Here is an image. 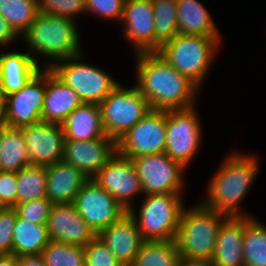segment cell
Here are the masks:
<instances>
[{
	"instance_id": "3",
	"label": "cell",
	"mask_w": 266,
	"mask_h": 266,
	"mask_svg": "<svg viewBox=\"0 0 266 266\" xmlns=\"http://www.w3.org/2000/svg\"><path fill=\"white\" fill-rule=\"evenodd\" d=\"M76 22L67 17L39 12L20 38L25 41L29 48L28 52L38 65H40L39 55L50 58L47 60L51 62L46 61L47 64H42V68H50L59 61L82 53L83 48L79 43L81 39ZM37 53L38 56H36Z\"/></svg>"
},
{
	"instance_id": "13",
	"label": "cell",
	"mask_w": 266,
	"mask_h": 266,
	"mask_svg": "<svg viewBox=\"0 0 266 266\" xmlns=\"http://www.w3.org/2000/svg\"><path fill=\"white\" fill-rule=\"evenodd\" d=\"M129 211L134 196L143 194L139 176L131 159L116 153L92 178Z\"/></svg>"
},
{
	"instance_id": "28",
	"label": "cell",
	"mask_w": 266,
	"mask_h": 266,
	"mask_svg": "<svg viewBox=\"0 0 266 266\" xmlns=\"http://www.w3.org/2000/svg\"><path fill=\"white\" fill-rule=\"evenodd\" d=\"M242 249L244 266H266V227L251 214L245 216Z\"/></svg>"
},
{
	"instance_id": "20",
	"label": "cell",
	"mask_w": 266,
	"mask_h": 266,
	"mask_svg": "<svg viewBox=\"0 0 266 266\" xmlns=\"http://www.w3.org/2000/svg\"><path fill=\"white\" fill-rule=\"evenodd\" d=\"M244 227L245 216H230L223 221L211 259L213 266H244Z\"/></svg>"
},
{
	"instance_id": "33",
	"label": "cell",
	"mask_w": 266,
	"mask_h": 266,
	"mask_svg": "<svg viewBox=\"0 0 266 266\" xmlns=\"http://www.w3.org/2000/svg\"><path fill=\"white\" fill-rule=\"evenodd\" d=\"M46 266H85L84 247L51 241L41 253Z\"/></svg>"
},
{
	"instance_id": "9",
	"label": "cell",
	"mask_w": 266,
	"mask_h": 266,
	"mask_svg": "<svg viewBox=\"0 0 266 266\" xmlns=\"http://www.w3.org/2000/svg\"><path fill=\"white\" fill-rule=\"evenodd\" d=\"M195 107L167 110L165 151L185 168L190 166L202 144V127Z\"/></svg>"
},
{
	"instance_id": "35",
	"label": "cell",
	"mask_w": 266,
	"mask_h": 266,
	"mask_svg": "<svg viewBox=\"0 0 266 266\" xmlns=\"http://www.w3.org/2000/svg\"><path fill=\"white\" fill-rule=\"evenodd\" d=\"M53 203L47 198H40L18 204L14 207L19 218L35 224H47Z\"/></svg>"
},
{
	"instance_id": "45",
	"label": "cell",
	"mask_w": 266,
	"mask_h": 266,
	"mask_svg": "<svg viewBox=\"0 0 266 266\" xmlns=\"http://www.w3.org/2000/svg\"><path fill=\"white\" fill-rule=\"evenodd\" d=\"M6 207L4 206V204L0 201V213L5 210Z\"/></svg>"
},
{
	"instance_id": "14",
	"label": "cell",
	"mask_w": 266,
	"mask_h": 266,
	"mask_svg": "<svg viewBox=\"0 0 266 266\" xmlns=\"http://www.w3.org/2000/svg\"><path fill=\"white\" fill-rule=\"evenodd\" d=\"M46 91V68H42L23 88L6 96L8 127L22 128L41 121Z\"/></svg>"
},
{
	"instance_id": "37",
	"label": "cell",
	"mask_w": 266,
	"mask_h": 266,
	"mask_svg": "<svg viewBox=\"0 0 266 266\" xmlns=\"http://www.w3.org/2000/svg\"><path fill=\"white\" fill-rule=\"evenodd\" d=\"M126 0H85L86 13L120 22Z\"/></svg>"
},
{
	"instance_id": "23",
	"label": "cell",
	"mask_w": 266,
	"mask_h": 266,
	"mask_svg": "<svg viewBox=\"0 0 266 266\" xmlns=\"http://www.w3.org/2000/svg\"><path fill=\"white\" fill-rule=\"evenodd\" d=\"M47 198L53 204H70L89 179L79 169L61 160L46 166Z\"/></svg>"
},
{
	"instance_id": "8",
	"label": "cell",
	"mask_w": 266,
	"mask_h": 266,
	"mask_svg": "<svg viewBox=\"0 0 266 266\" xmlns=\"http://www.w3.org/2000/svg\"><path fill=\"white\" fill-rule=\"evenodd\" d=\"M99 105L105 134L115 141L151 110L136 85L129 88L121 83Z\"/></svg>"
},
{
	"instance_id": "44",
	"label": "cell",
	"mask_w": 266,
	"mask_h": 266,
	"mask_svg": "<svg viewBox=\"0 0 266 266\" xmlns=\"http://www.w3.org/2000/svg\"><path fill=\"white\" fill-rule=\"evenodd\" d=\"M0 266H17V256L10 255H0Z\"/></svg>"
},
{
	"instance_id": "15",
	"label": "cell",
	"mask_w": 266,
	"mask_h": 266,
	"mask_svg": "<svg viewBox=\"0 0 266 266\" xmlns=\"http://www.w3.org/2000/svg\"><path fill=\"white\" fill-rule=\"evenodd\" d=\"M123 38L133 52H156L155 16L151 0H126L121 21Z\"/></svg>"
},
{
	"instance_id": "43",
	"label": "cell",
	"mask_w": 266,
	"mask_h": 266,
	"mask_svg": "<svg viewBox=\"0 0 266 266\" xmlns=\"http://www.w3.org/2000/svg\"><path fill=\"white\" fill-rule=\"evenodd\" d=\"M8 127L6 117V97L0 93V130Z\"/></svg>"
},
{
	"instance_id": "38",
	"label": "cell",
	"mask_w": 266,
	"mask_h": 266,
	"mask_svg": "<svg viewBox=\"0 0 266 266\" xmlns=\"http://www.w3.org/2000/svg\"><path fill=\"white\" fill-rule=\"evenodd\" d=\"M17 216L14 208H6L0 213V255L12 254L13 229Z\"/></svg>"
},
{
	"instance_id": "17",
	"label": "cell",
	"mask_w": 266,
	"mask_h": 266,
	"mask_svg": "<svg viewBox=\"0 0 266 266\" xmlns=\"http://www.w3.org/2000/svg\"><path fill=\"white\" fill-rule=\"evenodd\" d=\"M116 153V141L107 135L88 141L65 140L62 160L91 179Z\"/></svg>"
},
{
	"instance_id": "10",
	"label": "cell",
	"mask_w": 266,
	"mask_h": 266,
	"mask_svg": "<svg viewBox=\"0 0 266 266\" xmlns=\"http://www.w3.org/2000/svg\"><path fill=\"white\" fill-rule=\"evenodd\" d=\"M131 160L139 176L144 196L183 193L184 170L187 168L166 153L143 155Z\"/></svg>"
},
{
	"instance_id": "7",
	"label": "cell",
	"mask_w": 266,
	"mask_h": 266,
	"mask_svg": "<svg viewBox=\"0 0 266 266\" xmlns=\"http://www.w3.org/2000/svg\"><path fill=\"white\" fill-rule=\"evenodd\" d=\"M82 56L81 53L59 61L49 69L72 88L83 103L100 104L119 82L103 68L81 62Z\"/></svg>"
},
{
	"instance_id": "5",
	"label": "cell",
	"mask_w": 266,
	"mask_h": 266,
	"mask_svg": "<svg viewBox=\"0 0 266 266\" xmlns=\"http://www.w3.org/2000/svg\"><path fill=\"white\" fill-rule=\"evenodd\" d=\"M222 38L178 33L172 40L166 42L158 53L179 73L201 88L221 46Z\"/></svg>"
},
{
	"instance_id": "11",
	"label": "cell",
	"mask_w": 266,
	"mask_h": 266,
	"mask_svg": "<svg viewBox=\"0 0 266 266\" xmlns=\"http://www.w3.org/2000/svg\"><path fill=\"white\" fill-rule=\"evenodd\" d=\"M166 125L167 111L151 109L116 141L117 153L129 159L164 153Z\"/></svg>"
},
{
	"instance_id": "39",
	"label": "cell",
	"mask_w": 266,
	"mask_h": 266,
	"mask_svg": "<svg viewBox=\"0 0 266 266\" xmlns=\"http://www.w3.org/2000/svg\"><path fill=\"white\" fill-rule=\"evenodd\" d=\"M16 172L0 171V201L6 208L16 206Z\"/></svg>"
},
{
	"instance_id": "6",
	"label": "cell",
	"mask_w": 266,
	"mask_h": 266,
	"mask_svg": "<svg viewBox=\"0 0 266 266\" xmlns=\"http://www.w3.org/2000/svg\"><path fill=\"white\" fill-rule=\"evenodd\" d=\"M182 195V193L145 195L138 213L135 207L128 211L136 221L144 241L175 240L185 207Z\"/></svg>"
},
{
	"instance_id": "36",
	"label": "cell",
	"mask_w": 266,
	"mask_h": 266,
	"mask_svg": "<svg viewBox=\"0 0 266 266\" xmlns=\"http://www.w3.org/2000/svg\"><path fill=\"white\" fill-rule=\"evenodd\" d=\"M84 253L85 266H122L98 236L84 246Z\"/></svg>"
},
{
	"instance_id": "41",
	"label": "cell",
	"mask_w": 266,
	"mask_h": 266,
	"mask_svg": "<svg viewBox=\"0 0 266 266\" xmlns=\"http://www.w3.org/2000/svg\"><path fill=\"white\" fill-rule=\"evenodd\" d=\"M17 266H46L41 255L17 257Z\"/></svg>"
},
{
	"instance_id": "19",
	"label": "cell",
	"mask_w": 266,
	"mask_h": 266,
	"mask_svg": "<svg viewBox=\"0 0 266 266\" xmlns=\"http://www.w3.org/2000/svg\"><path fill=\"white\" fill-rule=\"evenodd\" d=\"M97 236L107 245L122 266H131L144 242L134 218L127 212L101 230Z\"/></svg>"
},
{
	"instance_id": "29",
	"label": "cell",
	"mask_w": 266,
	"mask_h": 266,
	"mask_svg": "<svg viewBox=\"0 0 266 266\" xmlns=\"http://www.w3.org/2000/svg\"><path fill=\"white\" fill-rule=\"evenodd\" d=\"M179 258L175 240L144 241L131 266H177Z\"/></svg>"
},
{
	"instance_id": "30",
	"label": "cell",
	"mask_w": 266,
	"mask_h": 266,
	"mask_svg": "<svg viewBox=\"0 0 266 266\" xmlns=\"http://www.w3.org/2000/svg\"><path fill=\"white\" fill-rule=\"evenodd\" d=\"M16 179V205L47 197L46 166H26L16 172Z\"/></svg>"
},
{
	"instance_id": "24",
	"label": "cell",
	"mask_w": 266,
	"mask_h": 266,
	"mask_svg": "<svg viewBox=\"0 0 266 266\" xmlns=\"http://www.w3.org/2000/svg\"><path fill=\"white\" fill-rule=\"evenodd\" d=\"M65 140L88 141L106 136L99 104L82 103L61 123Z\"/></svg>"
},
{
	"instance_id": "4",
	"label": "cell",
	"mask_w": 266,
	"mask_h": 266,
	"mask_svg": "<svg viewBox=\"0 0 266 266\" xmlns=\"http://www.w3.org/2000/svg\"><path fill=\"white\" fill-rule=\"evenodd\" d=\"M227 217L201 203L185 206L175 238L180 257L211 262L218 230Z\"/></svg>"
},
{
	"instance_id": "32",
	"label": "cell",
	"mask_w": 266,
	"mask_h": 266,
	"mask_svg": "<svg viewBox=\"0 0 266 266\" xmlns=\"http://www.w3.org/2000/svg\"><path fill=\"white\" fill-rule=\"evenodd\" d=\"M38 13L37 0H0V15L20 37Z\"/></svg>"
},
{
	"instance_id": "34",
	"label": "cell",
	"mask_w": 266,
	"mask_h": 266,
	"mask_svg": "<svg viewBox=\"0 0 266 266\" xmlns=\"http://www.w3.org/2000/svg\"><path fill=\"white\" fill-rule=\"evenodd\" d=\"M37 4L39 12L67 17L74 21H77V15L86 13L85 0H37Z\"/></svg>"
},
{
	"instance_id": "12",
	"label": "cell",
	"mask_w": 266,
	"mask_h": 266,
	"mask_svg": "<svg viewBox=\"0 0 266 266\" xmlns=\"http://www.w3.org/2000/svg\"><path fill=\"white\" fill-rule=\"evenodd\" d=\"M73 204L81 218L96 234L128 212L92 179L85 182Z\"/></svg>"
},
{
	"instance_id": "26",
	"label": "cell",
	"mask_w": 266,
	"mask_h": 266,
	"mask_svg": "<svg viewBox=\"0 0 266 266\" xmlns=\"http://www.w3.org/2000/svg\"><path fill=\"white\" fill-rule=\"evenodd\" d=\"M51 242L47 224L27 222L17 216L13 229L12 254L20 256L41 255Z\"/></svg>"
},
{
	"instance_id": "22",
	"label": "cell",
	"mask_w": 266,
	"mask_h": 266,
	"mask_svg": "<svg viewBox=\"0 0 266 266\" xmlns=\"http://www.w3.org/2000/svg\"><path fill=\"white\" fill-rule=\"evenodd\" d=\"M83 102L78 94L46 68V91L41 120L61 124Z\"/></svg>"
},
{
	"instance_id": "2",
	"label": "cell",
	"mask_w": 266,
	"mask_h": 266,
	"mask_svg": "<svg viewBox=\"0 0 266 266\" xmlns=\"http://www.w3.org/2000/svg\"><path fill=\"white\" fill-rule=\"evenodd\" d=\"M232 151L211 177L203 206L230 216H249L240 211V203L250 191L259 172L255 155Z\"/></svg>"
},
{
	"instance_id": "42",
	"label": "cell",
	"mask_w": 266,
	"mask_h": 266,
	"mask_svg": "<svg viewBox=\"0 0 266 266\" xmlns=\"http://www.w3.org/2000/svg\"><path fill=\"white\" fill-rule=\"evenodd\" d=\"M177 266H213L208 260L188 259L180 257Z\"/></svg>"
},
{
	"instance_id": "1",
	"label": "cell",
	"mask_w": 266,
	"mask_h": 266,
	"mask_svg": "<svg viewBox=\"0 0 266 266\" xmlns=\"http://www.w3.org/2000/svg\"><path fill=\"white\" fill-rule=\"evenodd\" d=\"M136 83L153 110H178L196 106L200 88L179 73L158 52L134 53Z\"/></svg>"
},
{
	"instance_id": "27",
	"label": "cell",
	"mask_w": 266,
	"mask_h": 266,
	"mask_svg": "<svg viewBox=\"0 0 266 266\" xmlns=\"http://www.w3.org/2000/svg\"><path fill=\"white\" fill-rule=\"evenodd\" d=\"M31 165L22 129L7 127L1 130L0 171L18 172Z\"/></svg>"
},
{
	"instance_id": "31",
	"label": "cell",
	"mask_w": 266,
	"mask_h": 266,
	"mask_svg": "<svg viewBox=\"0 0 266 266\" xmlns=\"http://www.w3.org/2000/svg\"><path fill=\"white\" fill-rule=\"evenodd\" d=\"M155 16L156 52L178 33L176 0H151Z\"/></svg>"
},
{
	"instance_id": "25",
	"label": "cell",
	"mask_w": 266,
	"mask_h": 266,
	"mask_svg": "<svg viewBox=\"0 0 266 266\" xmlns=\"http://www.w3.org/2000/svg\"><path fill=\"white\" fill-rule=\"evenodd\" d=\"M179 34L221 36L207 8L199 0H176Z\"/></svg>"
},
{
	"instance_id": "16",
	"label": "cell",
	"mask_w": 266,
	"mask_h": 266,
	"mask_svg": "<svg viewBox=\"0 0 266 266\" xmlns=\"http://www.w3.org/2000/svg\"><path fill=\"white\" fill-rule=\"evenodd\" d=\"M21 129L31 165L48 166L63 159L65 137L61 124L41 120Z\"/></svg>"
},
{
	"instance_id": "18",
	"label": "cell",
	"mask_w": 266,
	"mask_h": 266,
	"mask_svg": "<svg viewBox=\"0 0 266 266\" xmlns=\"http://www.w3.org/2000/svg\"><path fill=\"white\" fill-rule=\"evenodd\" d=\"M47 229L51 241L81 247L97 236L78 214L73 203L53 204L47 221Z\"/></svg>"
},
{
	"instance_id": "40",
	"label": "cell",
	"mask_w": 266,
	"mask_h": 266,
	"mask_svg": "<svg viewBox=\"0 0 266 266\" xmlns=\"http://www.w3.org/2000/svg\"><path fill=\"white\" fill-rule=\"evenodd\" d=\"M20 40V36L10 26L8 21L0 15V46L11 45L15 41Z\"/></svg>"
},
{
	"instance_id": "21",
	"label": "cell",
	"mask_w": 266,
	"mask_h": 266,
	"mask_svg": "<svg viewBox=\"0 0 266 266\" xmlns=\"http://www.w3.org/2000/svg\"><path fill=\"white\" fill-rule=\"evenodd\" d=\"M6 51V52H5ZM0 53V93L8 96L23 88L42 69L27 51Z\"/></svg>"
}]
</instances>
